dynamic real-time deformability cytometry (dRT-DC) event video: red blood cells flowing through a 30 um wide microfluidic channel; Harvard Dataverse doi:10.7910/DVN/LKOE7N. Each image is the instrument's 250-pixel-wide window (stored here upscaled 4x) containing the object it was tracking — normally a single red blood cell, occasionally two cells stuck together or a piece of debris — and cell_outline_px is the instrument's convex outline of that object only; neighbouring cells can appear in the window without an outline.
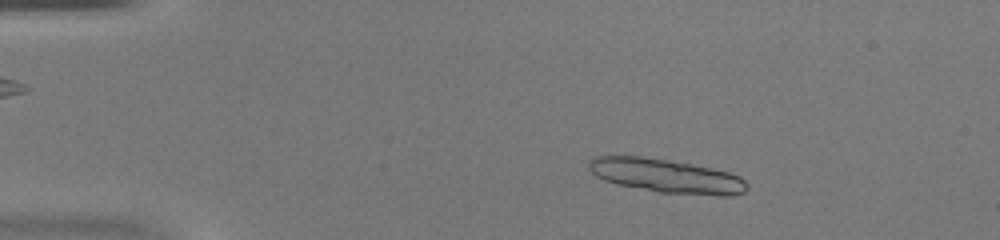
{"species": "common noctule bat (a hibernating species)", "species_latin": "Nyctalus noctula", "temperature_condition": "warm", "stored_images_in_passage": 42, "segment_of_instrument_passage": [1, 2], "camera_frame_rate_fps": 3000, "um_per_image_px": 0.085, "animal": {"sex": "female", "body_mass_g": 20.0, "forearm_length_mm": 54.0}, "frame": {"image": 1, "passage_image": 2, "time_ms": 0.333, "image_size_px": [1000, 240], "cell_outline_px": [[748, 188], [744, 192], [732, 196], [716, 196], [656, 192], [616, 184], [604, 180], [596, 176], [588, 168], [588, 160], [592, 156], [640, 156], [668, 160], [728, 172], [740, 176], [748, 184]], "centroid_in_image_um": [56.62, 14.97], "position_along_channel_um": 28.4, "area_um2": 31.33}}